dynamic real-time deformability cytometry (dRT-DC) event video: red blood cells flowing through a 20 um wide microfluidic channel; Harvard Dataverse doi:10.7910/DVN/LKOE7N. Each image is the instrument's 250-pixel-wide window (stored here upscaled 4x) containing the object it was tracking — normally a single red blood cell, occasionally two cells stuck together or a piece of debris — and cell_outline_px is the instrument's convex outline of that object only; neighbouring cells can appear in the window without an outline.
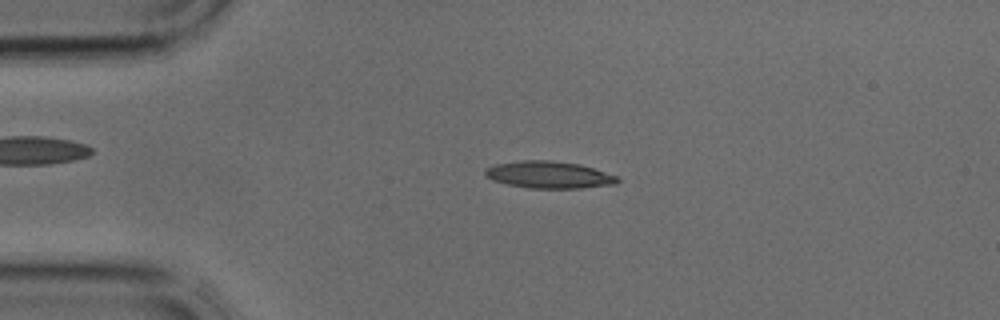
{"species": "common noctule bat (a hibernating species)", "species_latin": "Nyctalus noctula", "temperature_condition": "cold", "stored_images_in_passage": 38, "camera_frame_rate_fps": 3000, "um_per_image_px": 0.085, "animal": {"sex": "male", "body_mass_g": 17.9, "forearm_length_mm": 54.2}, "frame": {"image": 1, "passage_image": 8, "time_ms": 2.333, "image_size_px": [1000, 320], "cell_outline_px": [[620, 180], [616, 184], [580, 188], [528, 188], [508, 184], [492, 180], [484, 176], [484, 168], [496, 164], [520, 160], [548, 160], [580, 164], [620, 176]], "centroid_in_image_um": [46.67, 14.85], "position_along_channel_um": 38.3, "area_um2": 21.04}}
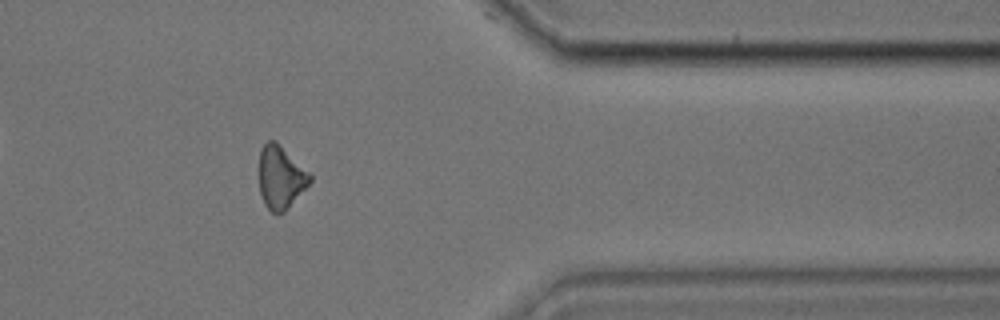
{"frame": {"image": 2, "passage_image": 31, "time_ms": 10.0, "image_size_px": [1000, 320], "cell_outline_px": [[312, 180], [284, 212], [276, 216], [264, 204], [260, 192], [260, 148], [268, 140], [276, 140], [312, 172]], "centroid_in_image_um": [23.89, 15.04], "position_along_channel_um": 387.5, "area_um2": 18.96}}
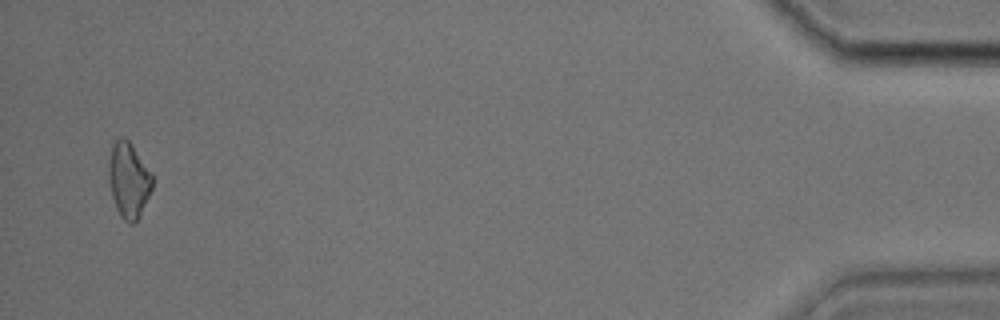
{"frame": {"image": 3, "passage_image": 37, "time_ms": 12.0, "image_size_px": [1000, 320], "cell_outline_px": [[152, 188], [140, 216], [132, 224], [124, 220], [120, 216], [116, 208], [112, 196], [108, 180], [108, 164], [112, 144], [120, 136], [124, 136], [132, 144], [152, 172]], "centroid_in_image_um": [10.93, 15.28], "position_along_channel_um": 424.3, "area_um2": 19.36}}